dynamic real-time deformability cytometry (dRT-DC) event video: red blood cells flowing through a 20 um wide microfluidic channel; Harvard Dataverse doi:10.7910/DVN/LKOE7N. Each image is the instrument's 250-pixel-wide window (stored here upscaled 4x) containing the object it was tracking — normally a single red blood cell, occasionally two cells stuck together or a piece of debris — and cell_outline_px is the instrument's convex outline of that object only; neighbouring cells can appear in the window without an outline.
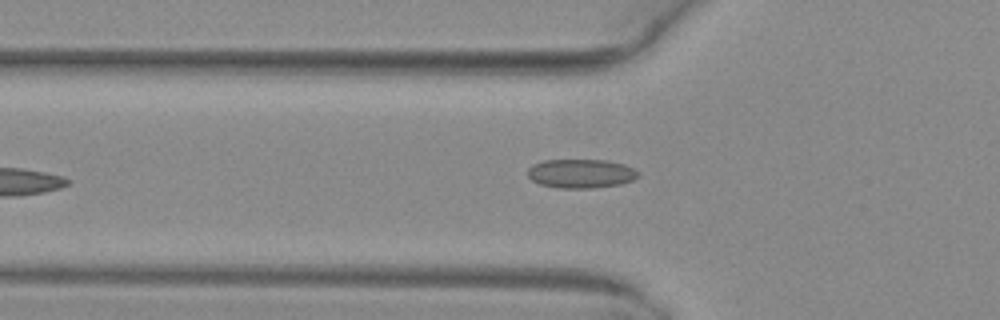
{"species": "common noctule bat (a hibernating species)", "species_latin": "Nyctalus noctula", "temperature_condition": "warm", "stored_images_in_passage": 7, "camera_frame_rate_fps": 3000, "um_per_image_px": 0.085, "animal": {"sex": "female", "body_mass_g": 29.2, "forearm_length_mm": 56.3}, "frame": {"image": 1, "passage_image": 7, "time_ms": 2.0, "image_size_px": [1000, 320], "cell_outline_px": [[640, 176], [632, 180], [620, 184], [592, 188], [556, 188], [540, 184], [532, 180], [528, 176], [528, 168], [532, 164], [544, 160], [608, 160], [624, 164], [640, 172]], "centroid_in_image_um": [49.38, 14.75], "position_along_channel_um": 76.4, "area_um2": 18.79}}